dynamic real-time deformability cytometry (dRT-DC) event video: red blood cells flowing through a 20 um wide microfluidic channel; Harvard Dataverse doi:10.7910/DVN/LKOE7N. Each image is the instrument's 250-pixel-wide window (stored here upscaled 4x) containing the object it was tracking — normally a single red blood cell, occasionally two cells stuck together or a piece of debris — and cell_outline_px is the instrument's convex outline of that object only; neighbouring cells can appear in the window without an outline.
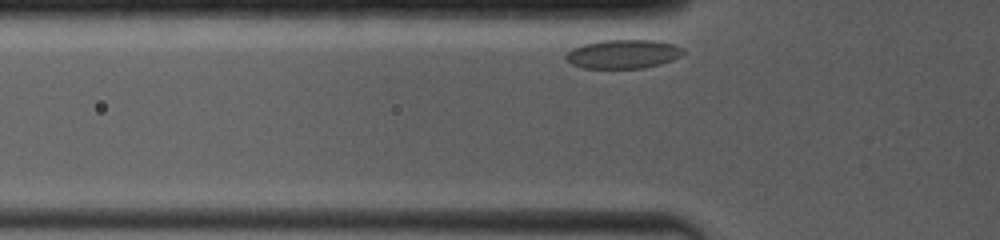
{"species": "common noctule bat (a hibernating species)", "species_latin": "Nyctalus noctula", "temperature_condition": "room temperature", "stored_images_in_passage": 7, "camera_frame_rate_fps": 4000, "um_per_image_px": 0.085, "animal": {"sex": "female", "body_mass_g": 19.0, "forearm_length_mm": 53.3}, "frame": {"image": 1, "passage_image": 2, "time_ms": 0.25, "image_size_px": [1000, 240], "cell_outline_px": [[684, 52], [680, 56], [672, 60], [660, 64], [644, 68], [584, 68], [572, 64], [564, 56], [572, 48], [584, 44], [604, 40], [656, 40], [672, 44], [684, 48]], "centroid_in_image_um": [52.98, 4.59], "position_along_channel_um": 72.8, "area_um2": 19.65}}
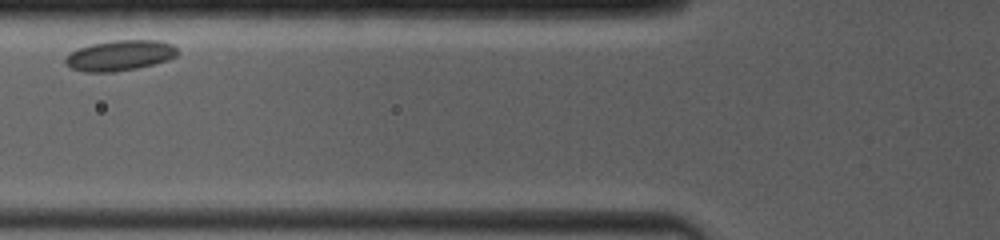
{"frame": {"image": 2, "passage_image": 5, "time_ms": 1.5, "image_size_px": [1000, 240], "cell_outline_px": [[180, 52], [176, 56], [168, 60], [136, 68], [112, 72], [84, 72], [68, 68], [64, 64], [64, 60], [72, 52], [80, 48], [92, 44], [112, 40], [156, 40], [172, 44]], "centroid_in_image_um": [10.18, 4.72], "position_along_channel_um": 115.6, "area_um2": 19.88}}